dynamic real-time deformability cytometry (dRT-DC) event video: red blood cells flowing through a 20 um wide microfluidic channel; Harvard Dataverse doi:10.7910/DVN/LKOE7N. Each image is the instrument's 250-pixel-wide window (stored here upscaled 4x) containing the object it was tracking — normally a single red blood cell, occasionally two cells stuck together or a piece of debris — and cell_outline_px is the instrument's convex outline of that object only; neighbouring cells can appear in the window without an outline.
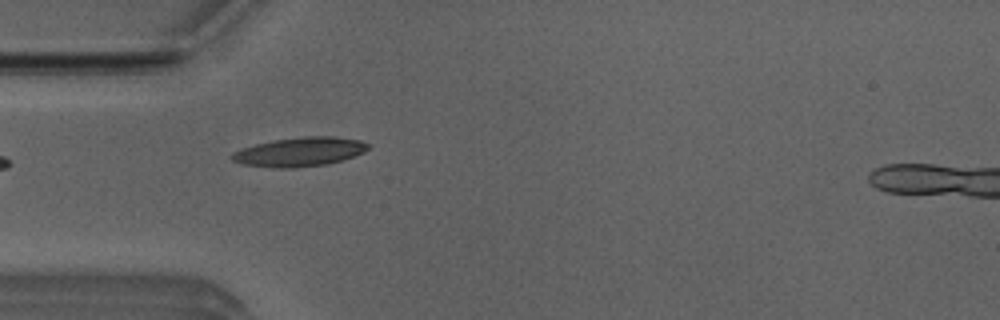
{"species": "Egyptian fruit bat (a non-hibernating species)", "species_latin": "Rousettus aegyptiacus", "temperature_condition": "room temperature", "stored_images_in_passage": 8, "camera_frame_rate_fps": 3000, "um_per_image_px": 0.085, "animal": {"sex": "male"}, "frame": {"image": 1, "passage_image": 4, "time_ms": 1.0, "image_size_px": [1000, 320], "cell_outline_px": [[368, 148], [364, 152], [328, 164], [292, 168], [280, 168], [244, 164], [232, 160], [232, 152], [240, 148], [272, 140], [304, 136], [332, 136], [360, 140], [368, 144]], "centroid_in_image_um": [25.45, 12.9], "position_along_channel_um": 59.5, "area_um2": 22.89}}
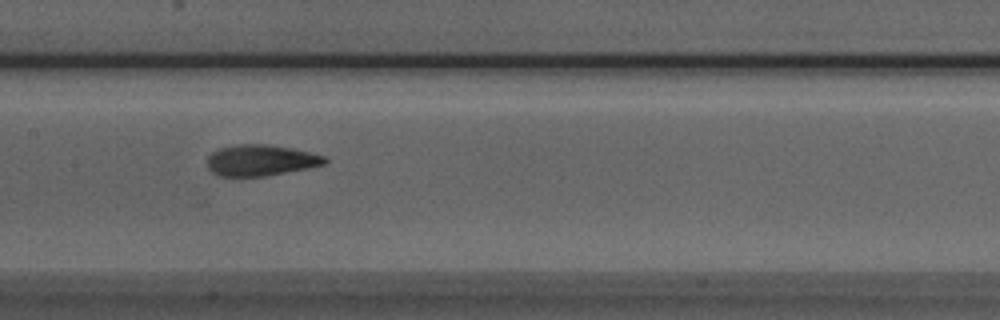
{"frame": {"image": 2, "passage_image": 7, "time_ms": 2.0, "image_size_px": [1000, 320], "cell_outline_px": [[328, 160], [324, 164], [308, 168], [264, 176], [216, 176], [208, 168], [208, 156], [216, 148], [236, 144], [268, 144], [292, 148], [328, 156]], "centroid_in_image_um": [22.15, 13.61], "position_along_channel_um": 185.2, "area_um2": 21.5}}
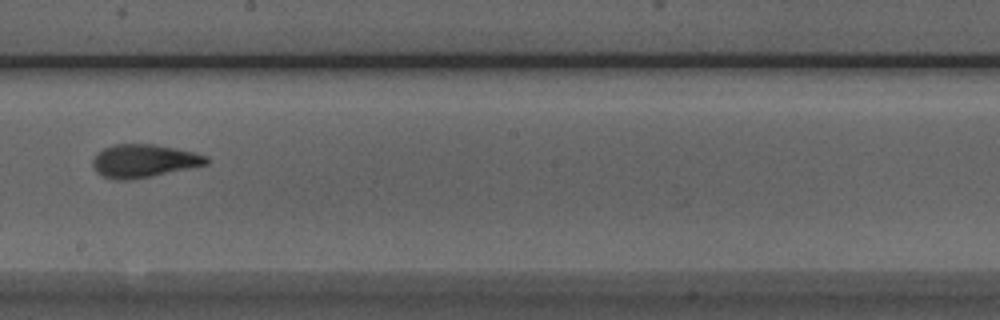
{"frame": {"image": 3, "passage_image": 8, "time_ms": 2.333, "image_size_px": [1000, 320], "cell_outline_px": [[208, 164], [152, 176], [128, 180], [116, 180], [104, 176], [96, 172], [92, 164], [92, 160], [96, 152], [112, 144], [156, 144], [196, 152], [208, 156]], "centroid_in_image_um": [12.22, 13.66], "position_along_channel_um": 236.0, "area_um2": 22.08}}